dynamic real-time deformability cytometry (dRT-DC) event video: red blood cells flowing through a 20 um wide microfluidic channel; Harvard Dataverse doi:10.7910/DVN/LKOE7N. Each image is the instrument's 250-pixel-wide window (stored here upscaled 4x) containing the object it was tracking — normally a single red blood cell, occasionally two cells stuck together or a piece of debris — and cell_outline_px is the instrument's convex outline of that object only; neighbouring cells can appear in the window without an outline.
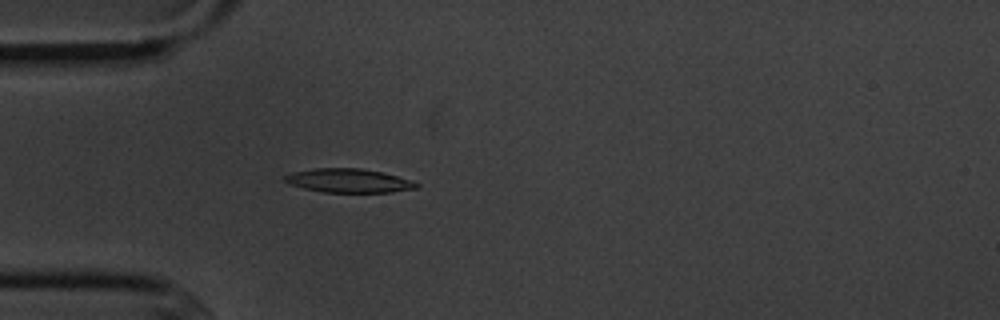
{"species": "common noctule bat (a hibernating species)", "species_latin": "Nyctalus noctula", "temperature_condition": "cold", "stored_images_in_passage": 5, "camera_frame_rate_fps": 3000, "um_per_image_px": 0.085, "animal": {"sex": "male", "body_mass_g": 20.1, "forearm_length_mm": 53.5}, "frame": {"image": 1, "passage_image": 5, "time_ms": 4.667, "image_size_px": [1000, 320], "cell_outline_px": [[420, 184], [416, 188], [392, 192], [324, 192], [304, 188], [288, 184], [284, 180], [284, 176], [292, 172], [316, 168], [360, 168], [380, 172], [412, 180]], "centroid_in_image_um": [29.62, 15.35], "position_along_channel_um": 55.4, "area_um2": 18.15}}